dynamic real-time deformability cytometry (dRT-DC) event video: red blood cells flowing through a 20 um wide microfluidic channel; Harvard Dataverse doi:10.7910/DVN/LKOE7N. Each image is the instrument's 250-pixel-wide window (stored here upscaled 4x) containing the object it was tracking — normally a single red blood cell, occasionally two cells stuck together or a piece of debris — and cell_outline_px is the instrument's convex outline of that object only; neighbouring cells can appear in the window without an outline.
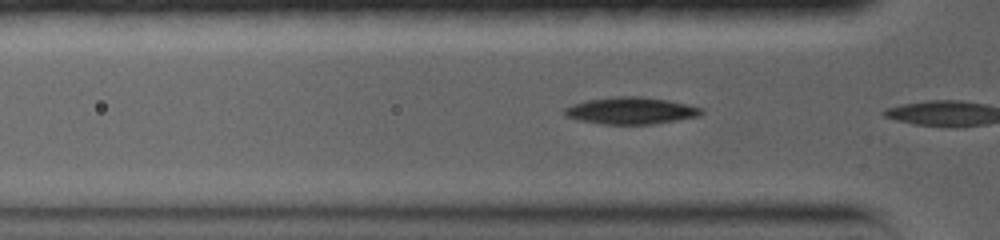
{"species": "common noctule bat (a hibernating species)", "species_latin": "Nyctalus noctula", "temperature_condition": "warm", "stored_images_in_passage": 3, "camera_frame_rate_fps": 5000, "um_per_image_px": 0.085, "animal": {"sex": "female", "body_mass_g": 19.0, "forearm_length_mm": 56.7}, "frame": {"image": 1, "passage_image": 2, "time_ms": 0.4, "image_size_px": [1000, 240], "cell_outline_px": [[704, 112], [700, 116], [652, 124], [600, 124], [580, 120], [564, 116], [564, 108], [572, 104], [588, 100], [616, 96], [640, 96], [668, 100], [704, 108]], "centroid_in_image_um": [53.63, 9.4], "position_along_channel_um": 72.2, "area_um2": 21.5}}